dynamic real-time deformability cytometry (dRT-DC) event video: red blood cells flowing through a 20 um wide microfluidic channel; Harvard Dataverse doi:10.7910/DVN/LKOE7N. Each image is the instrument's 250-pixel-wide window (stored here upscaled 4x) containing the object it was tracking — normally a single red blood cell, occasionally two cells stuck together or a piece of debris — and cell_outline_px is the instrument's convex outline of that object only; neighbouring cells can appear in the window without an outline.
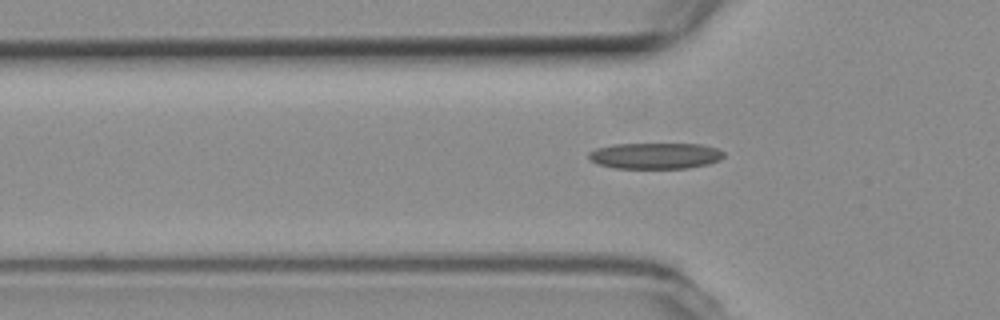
{"species": "common noctule bat (a hibernating species)", "species_latin": "Nyctalus noctula", "temperature_condition": "room temperature", "stored_images_in_passage": 33, "camera_frame_rate_fps": 3000, "um_per_image_px": 0.085, "animal": {"sex": "female", "body_mass_g": 19.3, "forearm_length_mm": 54.1}, "frame": {"image": 1, "passage_image": 6, "time_ms": 1.667, "image_size_px": [1000, 320], "cell_outline_px": [[724, 156], [720, 160], [708, 164], [688, 168], [616, 168], [596, 164], [588, 156], [588, 152], [596, 148], [616, 144], [700, 144], [716, 148], [724, 152]], "centroid_in_image_um": [55.7, 13.24], "position_along_channel_um": 70.1, "area_um2": 20.52}}
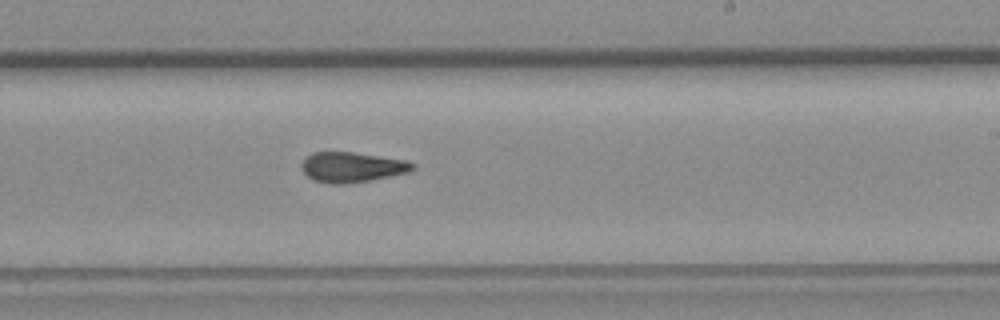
{"frame": {"image": 2, "passage_image": 21, "time_ms": 6.667, "image_size_px": [1000, 320], "cell_outline_px": [[416, 168], [408, 172], [368, 180], [344, 184], [328, 184], [312, 180], [300, 168], [300, 164], [312, 152], [352, 152], [408, 160], [416, 164]], "centroid_in_image_um": [29.91, 14.2], "position_along_channel_um": 259.1, "area_um2": 19.54}}
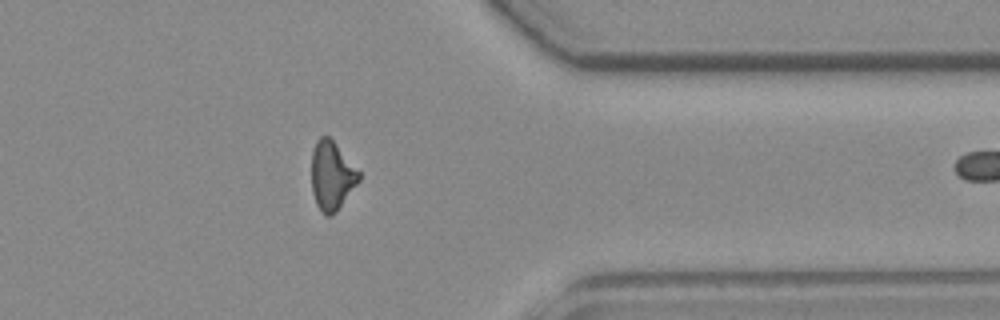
{"frame": {"image": 3, "passage_image": 32, "time_ms": 10.333, "image_size_px": [1000, 320], "cell_outline_px": [[360, 180], [336, 212], [332, 216], [324, 216], [316, 204], [312, 192], [312, 152], [316, 140], [320, 136], [328, 136], [332, 140], [360, 172]], "centroid_in_image_um": [28.19, 14.96], "position_along_channel_um": 383.2, "area_um2": 18.9}}